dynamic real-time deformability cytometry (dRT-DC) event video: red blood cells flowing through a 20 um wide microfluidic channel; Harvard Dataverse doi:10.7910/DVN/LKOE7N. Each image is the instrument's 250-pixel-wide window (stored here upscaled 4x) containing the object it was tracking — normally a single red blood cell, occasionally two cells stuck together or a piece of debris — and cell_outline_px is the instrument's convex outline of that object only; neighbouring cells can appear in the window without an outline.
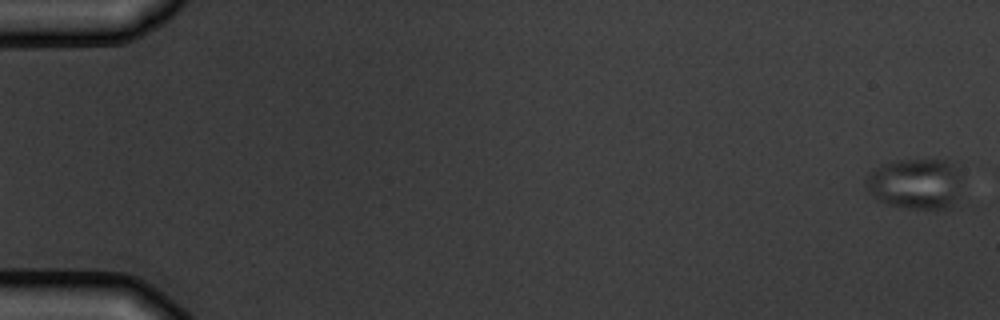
{"species": "common noctule bat (a hibernating species)", "species_latin": "Nyctalus noctula", "temperature_condition": "warm", "stored_images_in_passage": 7, "camera_frame_rate_fps": 3000, "um_per_image_px": 0.085, "animal": {"sex": "male", "body_mass_g": 19.5, "forearm_length_mm": 54.6}, "frame": {"image": 1, "passage_image": 1, "time_ms": 0.0, "image_size_px": [1000, 320], "cell_outline_px": [[960, 196], [952, 208], [912, 208], [888, 204], [876, 200], [868, 192], [864, 184], [864, 180], [876, 168], [884, 164], [896, 160], [952, 160], [960, 164]], "centroid_in_image_um": [77.88, 15.6], "position_along_channel_um": 7.1, "area_um2": 28.96}}
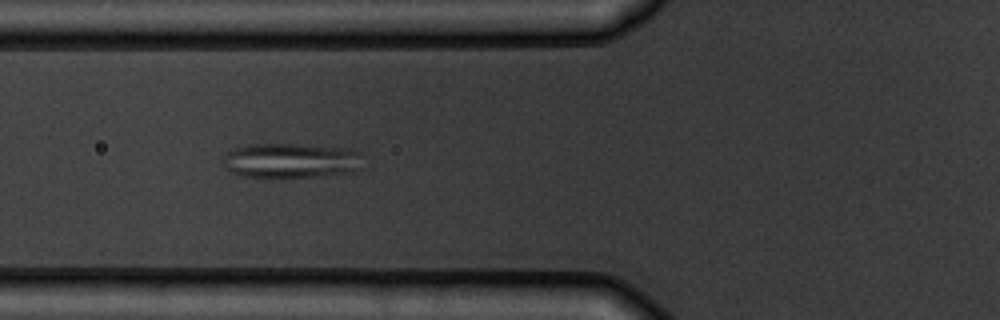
{"frame": {"image": 2, "passage_image": 7, "time_ms": 7.0, "image_size_px": [1000, 320], "cell_outline_px": [[364, 168], [356, 172], [316, 176], [244, 176], [232, 172], [224, 164], [224, 156], [228, 152], [236, 148], [248, 144], [296, 144], [348, 148], [360, 152]], "centroid_in_image_um": [24.84, 13.63], "position_along_channel_um": 101.0, "area_um2": 28.26}}